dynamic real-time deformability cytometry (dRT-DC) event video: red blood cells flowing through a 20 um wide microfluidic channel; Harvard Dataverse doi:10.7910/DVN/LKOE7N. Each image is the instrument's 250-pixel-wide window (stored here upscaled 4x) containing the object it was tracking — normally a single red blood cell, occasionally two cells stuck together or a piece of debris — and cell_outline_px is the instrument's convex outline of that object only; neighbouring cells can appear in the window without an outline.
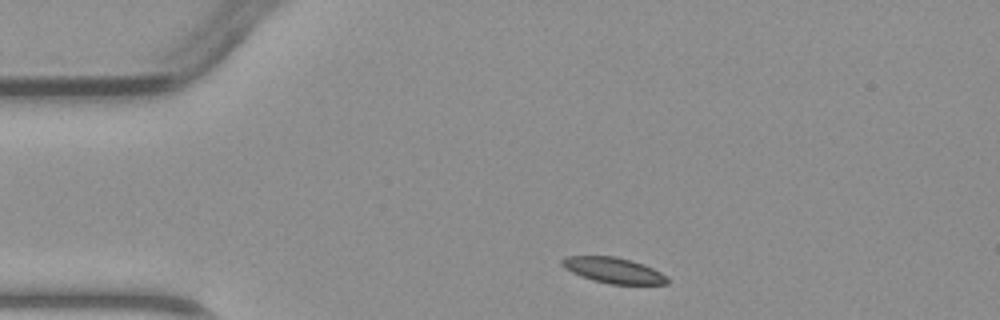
{"species": "common noctule bat (a hibernating species)", "species_latin": "Nyctalus noctula", "temperature_condition": "warm", "stored_images_in_passage": 1, "camera_frame_rate_fps": 3000, "um_per_image_px": 0.085, "animal": {"sex": "male", "body_mass_g": 23.1, "forearm_length_mm": 52.7}, "frame": {"image": 1, "passage_image": 1, "time_ms": 0.0, "image_size_px": [1000, 320], "cell_outline_px": [[668, 284], [608, 284], [592, 280], [572, 272], [564, 268], [560, 264], [560, 260], [564, 256], [616, 256], [632, 260], [652, 268], [668, 276]], "centroid_in_image_um": [52.12, 22.97], "position_along_channel_um": 32.9, "area_um2": 15.84}}